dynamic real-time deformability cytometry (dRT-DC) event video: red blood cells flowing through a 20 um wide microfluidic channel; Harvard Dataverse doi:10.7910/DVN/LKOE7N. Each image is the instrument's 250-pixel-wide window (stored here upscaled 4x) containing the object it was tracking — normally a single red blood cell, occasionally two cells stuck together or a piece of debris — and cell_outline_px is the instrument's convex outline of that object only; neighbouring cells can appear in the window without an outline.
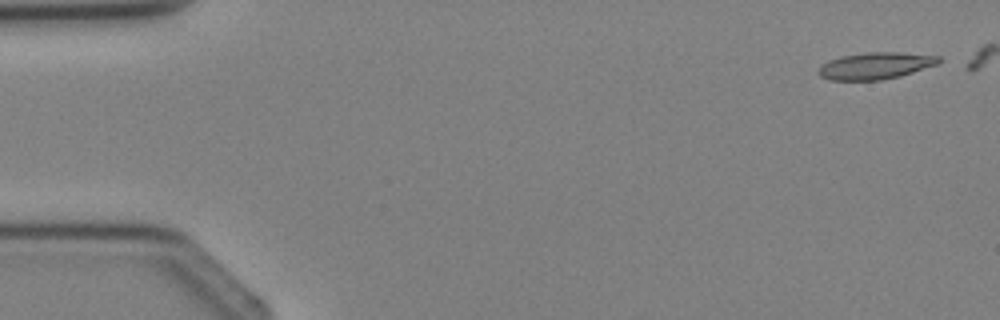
{"species": "Egyptian fruit bat (a non-hibernating species)", "species_latin": "Rousettus aegyptiacus", "temperature_condition": "cold", "stored_images_in_passage": 5, "camera_frame_rate_fps": 3000, "um_per_image_px": 0.085, "animal": {"sex": "female"}, "frame": {"image": 1, "passage_image": 1, "time_ms": 0.0, "image_size_px": [1000, 320], "cell_outline_px": [[940, 64], [900, 76], [880, 80], [828, 80], [820, 76], [816, 72], [820, 64], [828, 60], [840, 56], [868, 52], [900, 52], [940, 56]], "centroid_in_image_um": [74.39, 5.59], "position_along_channel_um": 10.6, "area_um2": 19.07}}